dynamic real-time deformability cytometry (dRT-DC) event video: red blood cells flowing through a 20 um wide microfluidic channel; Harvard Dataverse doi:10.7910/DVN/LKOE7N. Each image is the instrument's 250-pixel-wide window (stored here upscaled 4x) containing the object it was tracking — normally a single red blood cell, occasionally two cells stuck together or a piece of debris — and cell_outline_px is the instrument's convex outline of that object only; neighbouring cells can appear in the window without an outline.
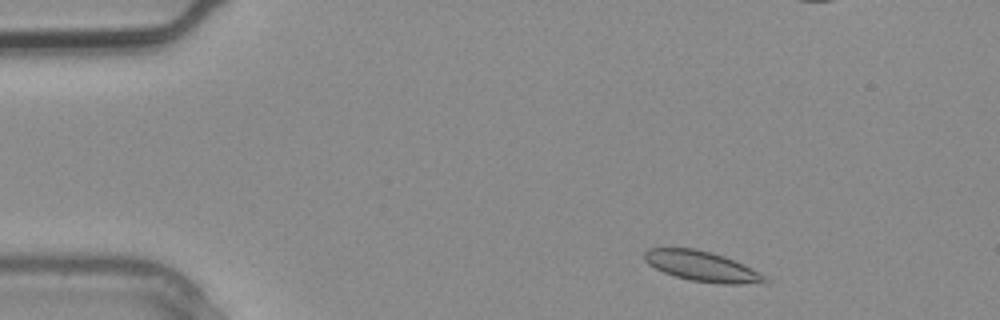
{"species": "common noctule bat (a hibernating species)", "species_latin": "Nyctalus noctula", "temperature_condition": "warm", "stored_images_in_passage": 3, "camera_frame_rate_fps": 3000, "um_per_image_px": 0.085, "animal": {"sex": "male", "body_mass_g": 20.4}, "frame": {"image": 1, "passage_image": 1, "time_ms": 0.0, "image_size_px": [1000, 320], "cell_outline_px": [[768, 284], [720, 284], [692, 280], [676, 276], [664, 272], [648, 264], [644, 260], [644, 252], [648, 248], [692, 248], [712, 252], [724, 256], [764, 276], [768, 280]], "centroid_in_image_um": [59.64, 22.64], "position_along_channel_um": 25.4, "area_um2": 20.87}}